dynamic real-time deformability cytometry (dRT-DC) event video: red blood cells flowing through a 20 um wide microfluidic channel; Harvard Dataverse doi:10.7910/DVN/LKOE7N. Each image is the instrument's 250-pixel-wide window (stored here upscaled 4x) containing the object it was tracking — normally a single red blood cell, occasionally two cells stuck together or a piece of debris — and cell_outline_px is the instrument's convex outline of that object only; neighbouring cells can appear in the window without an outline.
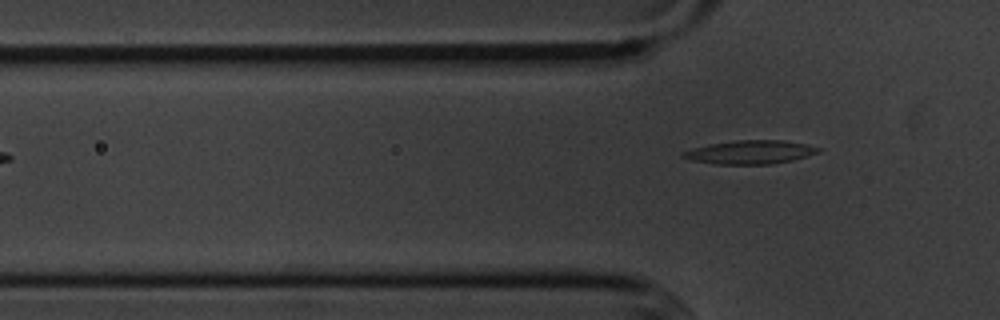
{"species": "common noctule bat (a hibernating species)", "species_latin": "Nyctalus noctula", "temperature_condition": "cold", "stored_images_in_passage": 5, "camera_frame_rate_fps": 3000, "um_per_image_px": 0.085, "animal": {"sex": "male", "body_mass_g": 20.1, "forearm_length_mm": 53.5}, "frame": {"image": 1, "passage_image": 5, "time_ms": 4.667, "image_size_px": [1000, 320], "cell_outline_px": [[820, 152], [808, 156], [792, 160], [772, 164], [716, 164], [692, 160], [680, 156], [680, 152], [692, 148], [708, 144], [736, 140], [784, 140], [804, 144], [820, 148]], "centroid_in_image_um": [63.73, 12.93], "position_along_channel_um": 62.1, "area_um2": 18.61}}